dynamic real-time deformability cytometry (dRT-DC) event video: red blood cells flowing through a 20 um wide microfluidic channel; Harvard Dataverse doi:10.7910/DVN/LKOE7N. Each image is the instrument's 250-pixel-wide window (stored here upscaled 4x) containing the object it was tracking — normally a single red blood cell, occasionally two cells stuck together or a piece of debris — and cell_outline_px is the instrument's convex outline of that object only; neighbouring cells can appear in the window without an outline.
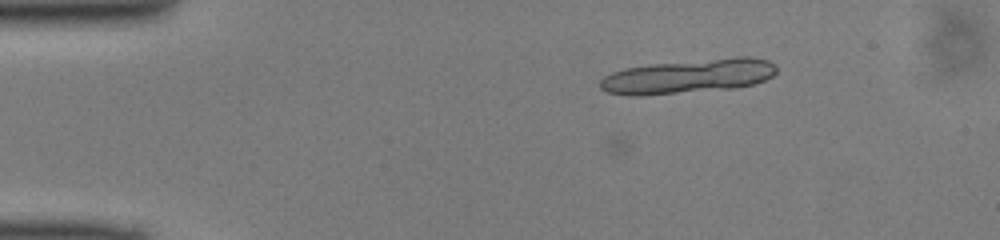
{"species": "common noctule bat (a hibernating species)", "species_latin": "Nyctalus noctula", "temperature_condition": "cold", "stored_images_in_passage": 10, "camera_frame_rate_fps": 3000, "um_per_image_px": 0.085, "animal": {"sex": "male", "body_mass_g": 13.0, "forearm_length_mm": 53.1}, "frame": {"image": 1, "passage_image": 1, "time_ms": 0.0, "image_size_px": [1000, 240], "cell_outline_px": [[776, 72], [772, 76], [764, 80], [752, 84], [672, 92], [608, 92], [600, 88], [600, 80], [616, 72], [628, 68], [656, 64], [716, 60], [764, 60], [772, 64], [776, 68]], "centroid_in_image_um": [58.49, 6.47], "position_along_channel_um": 26.5, "area_um2": 30.98}}